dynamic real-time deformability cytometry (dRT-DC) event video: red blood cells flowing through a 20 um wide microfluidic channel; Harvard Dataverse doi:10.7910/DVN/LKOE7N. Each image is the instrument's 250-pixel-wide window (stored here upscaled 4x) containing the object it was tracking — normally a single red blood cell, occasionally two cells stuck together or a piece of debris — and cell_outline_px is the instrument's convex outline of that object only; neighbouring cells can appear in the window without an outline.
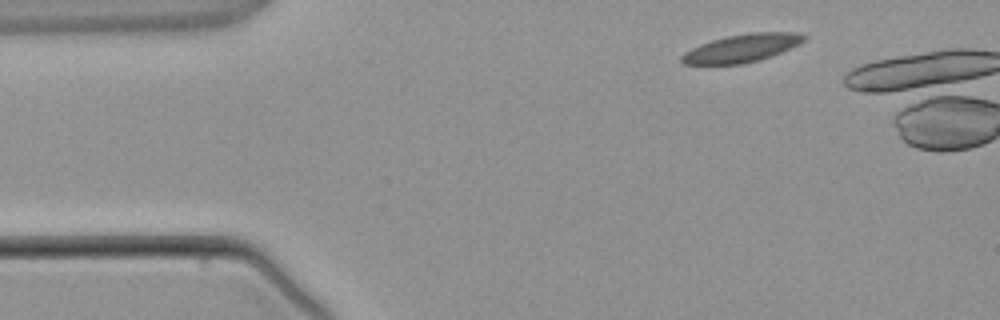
{"species": "common noctule bat (a hibernating species)", "species_latin": "Nyctalus noctula", "temperature_condition": "warm", "stored_images_in_passage": 3, "camera_frame_rate_fps": 3000, "um_per_image_px": 0.085, "animal": {"sex": "male", "body_mass_g": 21.5, "forearm_length_mm": 52.0}, "frame": {"image": 1, "passage_image": 1, "time_ms": 0.0, "image_size_px": [1000, 320], "cell_outline_px": [[808, 36], [800, 44], [760, 60], [740, 64], [684, 64], [680, 60], [680, 56], [684, 52], [700, 44], [712, 40], [728, 36], [752, 32], [800, 32]], "centroid_in_image_um": [63.07, 4.08], "position_along_channel_um": 21.9, "area_um2": 19.88}}